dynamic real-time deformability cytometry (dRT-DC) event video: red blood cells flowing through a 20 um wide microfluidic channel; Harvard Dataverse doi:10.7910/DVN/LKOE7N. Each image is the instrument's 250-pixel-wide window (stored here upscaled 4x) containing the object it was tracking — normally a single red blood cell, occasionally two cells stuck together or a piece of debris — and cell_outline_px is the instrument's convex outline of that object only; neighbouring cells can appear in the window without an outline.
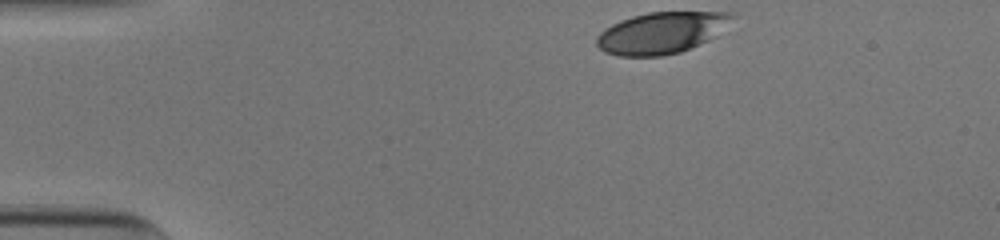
{"species": "human", "species_latin": "Homo sapiens", "temperature_condition": "cold", "stored_images_in_passage": 35, "camera_frame_rate_fps": 3000, "um_per_image_px": 0.085, "donor": {"sex": "male"}, "frame": {"image": 1, "passage_image": 1, "time_ms": 0.0, "image_size_px": [1000, 240], "cell_outline_px": [[736, 12], [716, 36], [708, 40], [680, 52], [660, 56], [616, 56], [604, 52], [596, 44], [596, 36], [604, 28], [620, 20], [632, 16], [648, 12]], "centroid_in_image_um": [56.16, 2.79], "position_along_channel_um": 28.8, "area_um2": 32.6}}
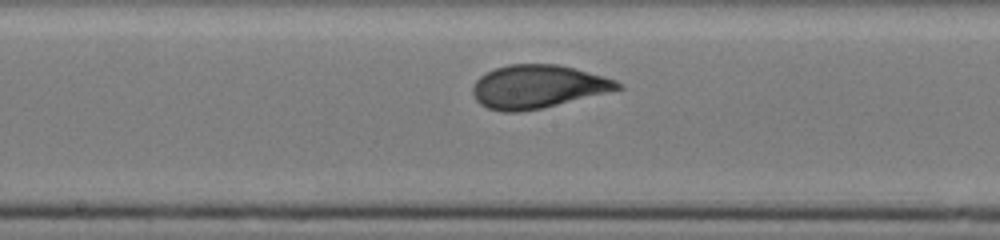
{"frame": {"image": 2, "passage_image": 20, "time_ms": 6.333, "image_size_px": [1000, 240], "cell_outline_px": [[624, 88], [608, 92], [540, 108], [520, 112], [504, 112], [488, 108], [480, 104], [476, 100], [472, 92], [472, 88], [476, 80], [480, 76], [496, 68], [508, 64], [556, 64], [572, 68], [616, 80], [624, 84]], "centroid_in_image_um": [45.68, 7.36], "position_along_channel_um": 202.5, "area_um2": 36.13}}
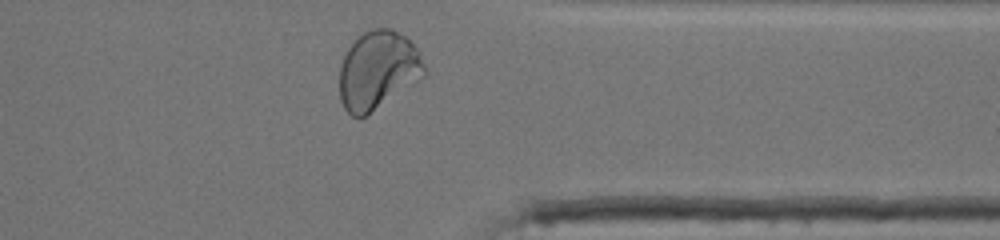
{"frame": {"image": 3, "passage_image": 34, "time_ms": 11.0, "image_size_px": [1000, 240], "cell_outline_px": [[428, 72], [424, 76], [364, 116], [352, 116], [344, 108], [340, 100], [340, 64], [348, 48], [364, 32], [372, 28], [392, 28], [404, 36], [420, 52]], "centroid_in_image_um": [32.12, 5.94], "position_along_channel_um": 379.3, "area_um2": 38.21}, "authors_computed_cell_mechanics": {"area_um2": 36.1828, "velocity_mm_per_s": 3.887, "shape_relaxation_time_tau1_ms": 3.7787, "shape_relaxation_time_tau2_ms": null, "deformation_change_tau1": 0.1621, "deformation_change_tau2": null}}